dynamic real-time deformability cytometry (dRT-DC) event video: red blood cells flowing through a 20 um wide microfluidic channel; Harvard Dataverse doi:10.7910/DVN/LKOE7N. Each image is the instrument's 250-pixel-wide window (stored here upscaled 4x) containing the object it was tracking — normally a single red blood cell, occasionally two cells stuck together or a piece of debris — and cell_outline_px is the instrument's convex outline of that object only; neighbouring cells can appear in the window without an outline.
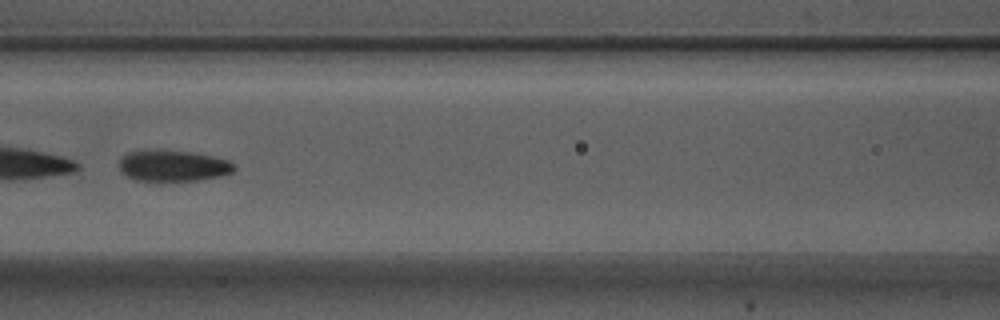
{"species": "Egyptian fruit bat (a non-hibernating species)", "species_latin": "Rousettus aegyptiacus", "temperature_condition": "warm", "stored_images_in_passage": 6, "camera_frame_rate_fps": 3000, "um_per_image_px": 0.085, "animal": {"sex": "male"}, "frame": {"image": 1, "passage_image": 6, "time_ms": 1.667, "image_size_px": [1000, 320], "cell_outline_px": [[236, 168], [232, 172], [220, 176], [196, 180], [160, 184], [136, 180], [120, 172], [120, 156], [128, 152], [192, 152], [212, 156], [228, 160], [236, 164]], "centroid_in_image_um": [14.71, 14.16], "position_along_channel_um": 151.9, "area_um2": 21.04}}